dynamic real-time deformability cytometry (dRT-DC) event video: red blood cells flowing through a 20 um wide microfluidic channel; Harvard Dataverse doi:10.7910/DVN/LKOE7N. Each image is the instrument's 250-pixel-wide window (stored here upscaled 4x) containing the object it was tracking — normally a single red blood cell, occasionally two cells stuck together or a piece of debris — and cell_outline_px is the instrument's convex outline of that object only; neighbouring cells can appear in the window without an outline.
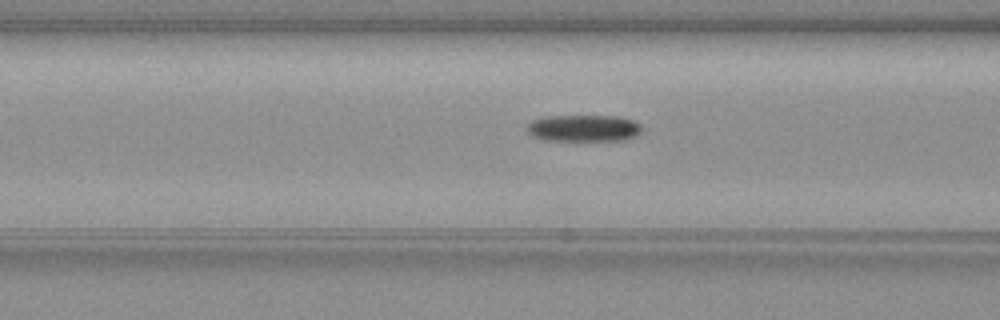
{"species": "common noctule bat (a hibernating species)", "species_latin": "Nyctalus noctula", "temperature_condition": "warm", "stored_images_in_passage": 47, "camera_frame_rate_fps": 3000, "um_per_image_px": 0.085, "animal": {"sex": "female", "body_mass_g": 19.3, "forearm_length_mm": 54.1}, "frame": {"image": 1, "passage_image": 21, "time_ms": 6.667, "image_size_px": [1000, 320], "cell_outline_px": [[640, 132], [636, 136], [624, 140], [544, 140], [532, 136], [528, 132], [528, 124], [532, 120], [544, 116], [620, 116], [632, 120], [640, 124]], "centroid_in_image_um": [49.6, 10.89], "position_along_channel_um": 117.0, "area_um2": 17.86}}
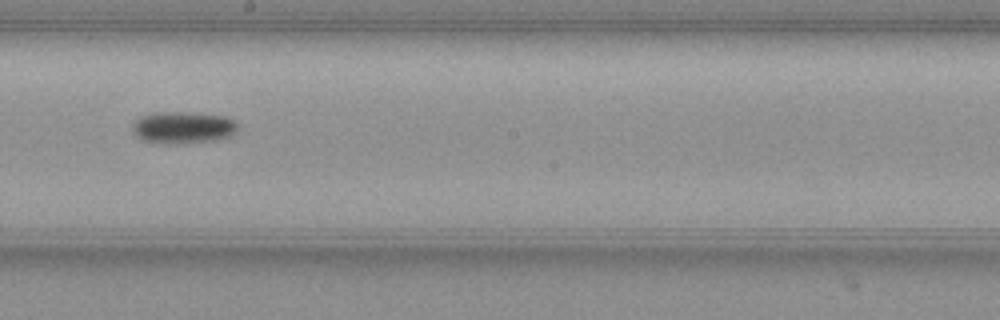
{"frame": {"image": 2, "passage_image": 30, "time_ms": 9.667, "image_size_px": [1000, 320], "cell_outline_px": [[236, 128], [228, 136], [212, 140], [144, 140], [136, 136], [132, 128], [132, 124], [140, 116], [152, 112], [192, 112], [224, 116], [232, 120], [236, 124]], "centroid_in_image_um": [15.51, 10.75], "position_along_channel_um": 232.7, "area_um2": 18.26}}
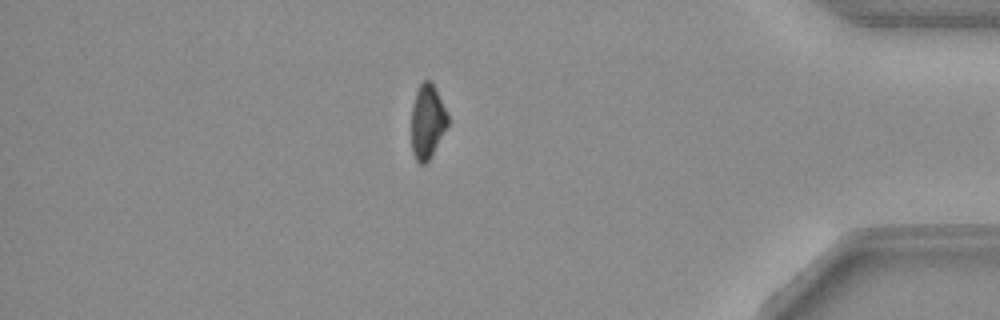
{"frame": {"image": 3, "passage_image": 46, "time_ms": 15.0, "image_size_px": [1000, 320], "cell_outline_px": [[448, 124], [428, 160], [424, 164], [420, 164], [416, 160], [412, 152], [412, 104], [416, 92], [420, 84], [424, 80], [428, 80], [432, 84], [448, 116]], "centroid_in_image_um": [36.29, 10.34], "position_along_channel_um": 398.9, "area_um2": 15.14}}